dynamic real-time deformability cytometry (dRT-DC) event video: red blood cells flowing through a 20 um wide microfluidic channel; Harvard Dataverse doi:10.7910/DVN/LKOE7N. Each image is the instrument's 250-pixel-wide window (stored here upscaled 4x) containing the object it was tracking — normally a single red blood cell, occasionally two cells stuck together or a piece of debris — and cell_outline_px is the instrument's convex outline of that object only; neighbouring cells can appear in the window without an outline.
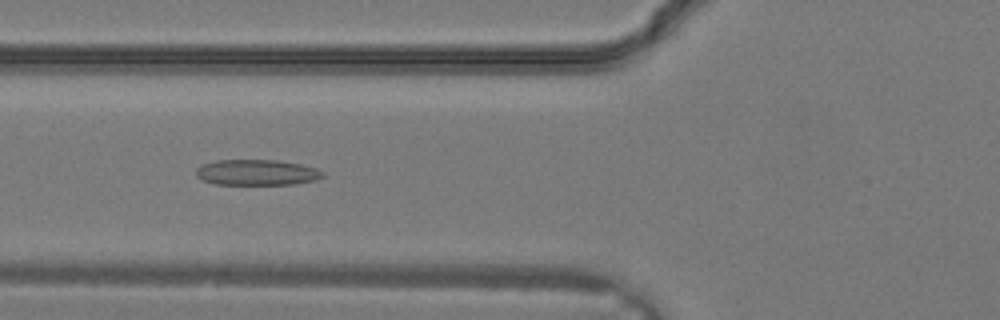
{"species": "common noctule bat (a hibernating species)", "species_latin": "Nyctalus noctula", "temperature_condition": "warm", "stored_images_in_passage": 33, "camera_frame_rate_fps": 3000, "um_per_image_px": 0.085, "animal": {"sex": "male", "body_mass_g": 19.2, "forearm_length_mm": 51.8}, "frame": {"image": 1, "passage_image": 13, "time_ms": 4.0, "image_size_px": [1000, 320], "cell_outline_px": [[324, 176], [316, 180], [296, 184], [216, 184], [204, 180], [196, 176], [196, 168], [200, 164], [216, 160], [276, 160], [300, 164], [316, 168], [324, 172]], "centroid_in_image_um": [21.82, 14.65], "position_along_channel_um": 104.0, "area_um2": 19.02}}
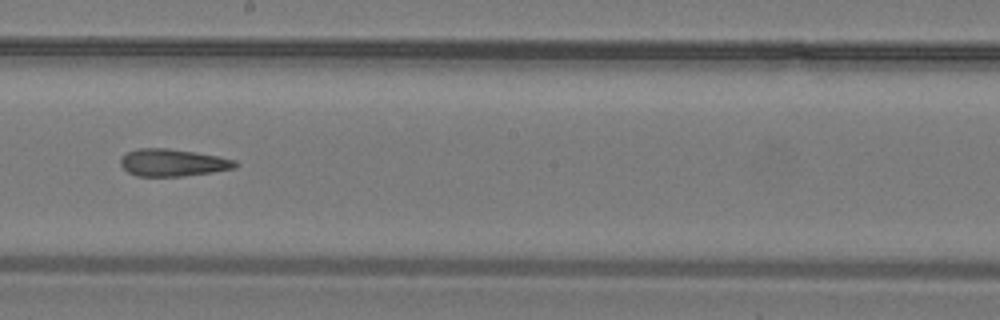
{"frame": {"image": 2, "passage_image": 19, "time_ms": 6.0, "image_size_px": [1000, 320], "cell_outline_px": [[240, 164], [236, 168], [212, 172], [184, 176], [136, 176], [128, 172], [120, 164], [120, 156], [136, 148], [168, 148], [216, 156], [236, 160]], "centroid_in_image_um": [14.67, 13.82], "position_along_channel_um": 233.5, "area_um2": 18.26}}
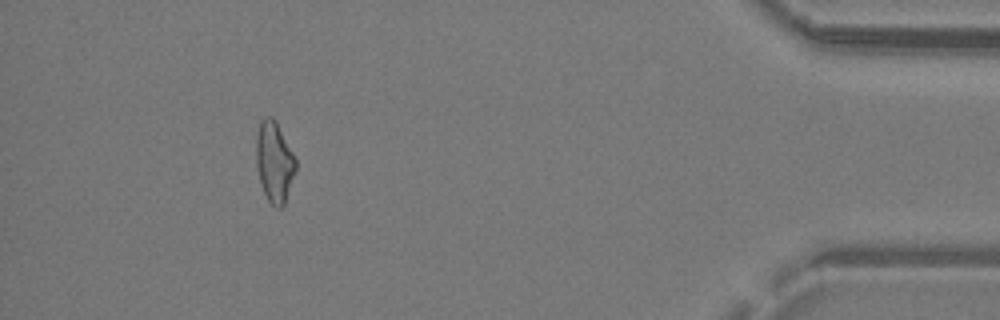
{"frame": {"image": 3, "passage_image": 30, "time_ms": 9.667, "image_size_px": [1000, 320], "cell_outline_px": [[296, 172], [284, 204], [280, 208], [276, 208], [268, 200], [264, 192], [260, 180], [256, 164], [256, 136], [260, 120], [264, 116], [272, 116], [276, 120], [296, 156]], "centroid_in_image_um": [23.33, 13.71], "position_along_channel_um": 411.9, "area_um2": 18.9}}